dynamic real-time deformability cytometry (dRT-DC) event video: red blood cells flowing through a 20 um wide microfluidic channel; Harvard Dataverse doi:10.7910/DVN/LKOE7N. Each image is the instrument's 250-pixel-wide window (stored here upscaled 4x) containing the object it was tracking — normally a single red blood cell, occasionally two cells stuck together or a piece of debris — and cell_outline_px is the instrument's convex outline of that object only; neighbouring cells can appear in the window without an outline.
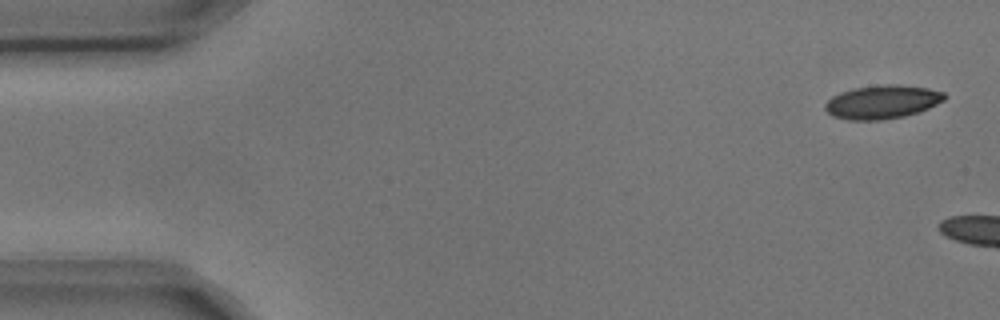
{"species": "common noctule bat (a hibernating species)", "species_latin": "Nyctalus noctula", "temperature_condition": "cold", "stored_images_in_passage": 5, "camera_frame_rate_fps": 3000, "um_per_image_px": 0.085, "animal": {"sex": "male", "body_mass_g": 17.9, "forearm_length_mm": 54.2}, "frame": {"image": 1, "passage_image": 5, "time_ms": 1.333, "image_size_px": [1000, 320], "cell_outline_px": [[948, 96], [944, 100], [928, 108], [904, 116], [880, 120], [848, 120], [832, 116], [824, 108], [824, 104], [832, 96], [840, 92], [856, 88], [880, 84], [900, 84], [928, 88], [944, 92]], "centroid_in_image_um": [74.98, 8.66], "position_along_channel_um": 10.0, "area_um2": 23.41}}